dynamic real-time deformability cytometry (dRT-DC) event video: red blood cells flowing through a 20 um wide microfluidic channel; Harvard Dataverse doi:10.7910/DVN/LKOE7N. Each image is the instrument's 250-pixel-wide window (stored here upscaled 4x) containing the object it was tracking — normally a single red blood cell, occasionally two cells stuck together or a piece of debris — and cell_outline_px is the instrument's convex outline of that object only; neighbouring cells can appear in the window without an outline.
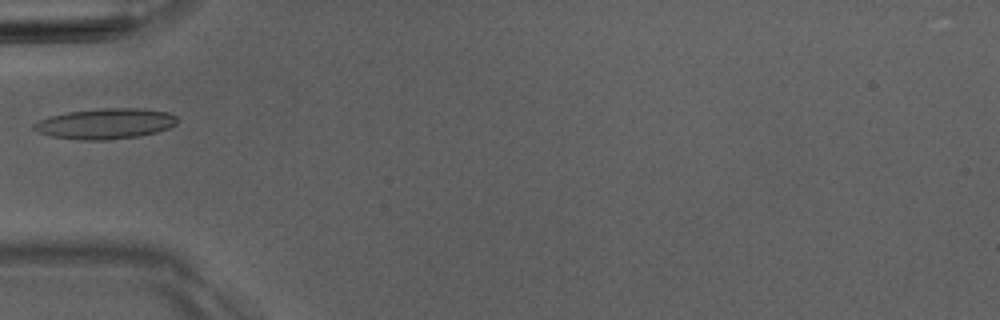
{"species": "Egyptian fruit bat (a non-hibernating species)", "species_latin": "Rousettus aegyptiacus", "temperature_condition": "room temperature", "stored_images_in_passage": 1, "camera_frame_rate_fps": 3000, "um_per_image_px": 0.085, "animal": {"sex": "male"}, "frame": {"image": 1, "passage_image": 1, "time_ms": 0.0, "image_size_px": [1000, 320], "cell_outline_px": [[176, 124], [168, 128], [156, 132], [140, 136], [104, 140], [84, 140], [52, 136], [40, 132], [32, 128], [32, 124], [40, 120], [52, 116], [68, 112], [100, 108], [144, 108], [168, 112], [176, 116]], "centroid_in_image_um": [8.99, 10.5], "position_along_channel_um": 76.0, "area_um2": 25.32}}